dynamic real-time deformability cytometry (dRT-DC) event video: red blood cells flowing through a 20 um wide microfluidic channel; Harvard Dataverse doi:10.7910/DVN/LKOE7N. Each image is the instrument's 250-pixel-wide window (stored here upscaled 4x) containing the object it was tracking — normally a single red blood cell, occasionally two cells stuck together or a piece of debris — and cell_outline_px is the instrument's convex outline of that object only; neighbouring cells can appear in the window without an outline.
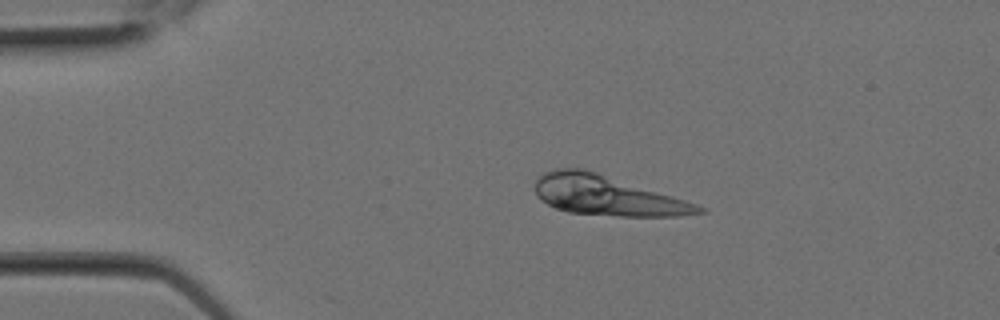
{"species": "Egyptian fruit bat (a non-hibernating species)", "species_latin": "Rousettus aegyptiacus", "temperature_condition": "room temperature", "stored_images_in_passage": 2, "camera_frame_rate_fps": 3000, "um_per_image_px": 0.085, "animal": {"sex": "female"}, "frame": {"image": 1, "passage_image": 1, "time_ms": 0.0, "image_size_px": [1000, 320], "cell_outline_px": [[708, 212], [684, 216], [620, 216], [568, 212], [556, 208], [548, 204], [536, 192], [532, 184], [544, 172], [556, 168], [584, 168], [672, 196], [696, 204], [704, 208]], "centroid_in_image_um": [51.58, 16.62], "position_along_channel_um": 33.4, "area_um2": 37.57}}
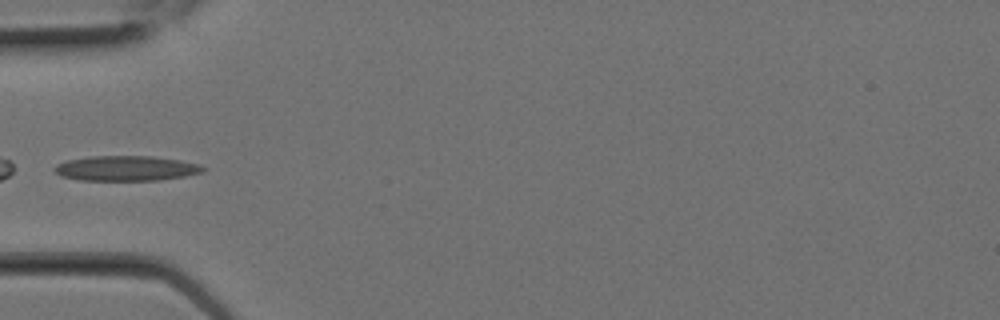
{"frame": {"image": 2, "passage_image": 2, "time_ms": 0.333, "image_size_px": [1000, 320], "cell_outline_px": [[208, 168], [200, 172], [184, 176], [160, 180], [80, 180], [60, 176], [52, 168], [56, 164], [68, 160], [88, 156], [152, 156], [180, 160], [200, 164]], "centroid_in_image_um": [10.7, 14.3], "position_along_channel_um": 74.3, "area_um2": 21.73}}